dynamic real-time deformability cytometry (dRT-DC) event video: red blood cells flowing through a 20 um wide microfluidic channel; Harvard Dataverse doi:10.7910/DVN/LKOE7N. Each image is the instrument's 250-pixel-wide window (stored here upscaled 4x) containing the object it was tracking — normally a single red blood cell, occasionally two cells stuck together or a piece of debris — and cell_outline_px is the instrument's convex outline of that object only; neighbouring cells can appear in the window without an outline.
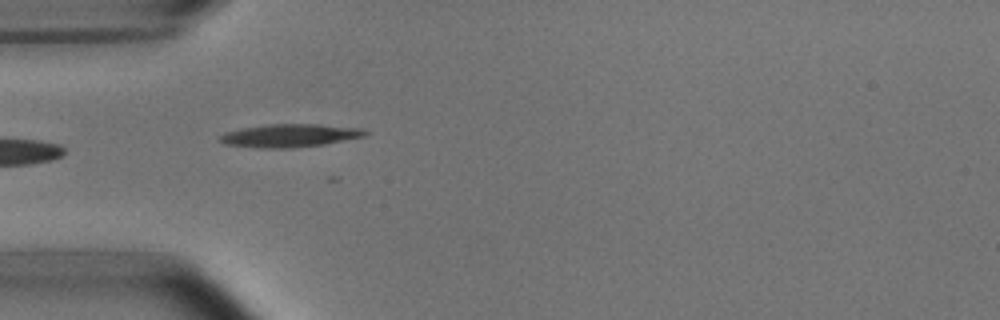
{"species": "common noctule bat (a hibernating species)", "species_latin": "Nyctalus noctula", "temperature_condition": "room temperature", "stored_images_in_passage": 8, "camera_frame_rate_fps": 3000, "um_per_image_px": 0.085, "animal": {"sex": "male", "body_mass_g": 15.6}, "frame": {"image": 1, "passage_image": 4, "time_ms": 1.0, "image_size_px": [1000, 320], "cell_outline_px": [[368, 132], [364, 136], [324, 144], [292, 148], [256, 148], [224, 144], [220, 140], [220, 136], [224, 132], [244, 128], [268, 124], [316, 124], [360, 128]], "centroid_in_image_um": [24.59, 11.53], "position_along_channel_um": 60.4, "area_um2": 19.36}}
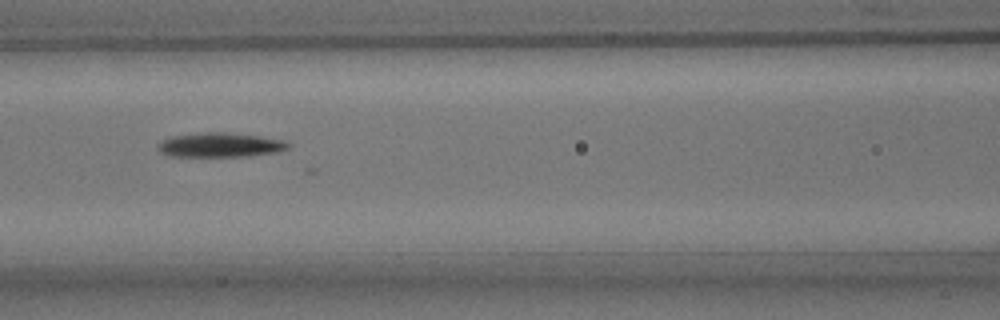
{"frame": {"image": 2, "passage_image": 6, "time_ms": 1.667, "image_size_px": [1000, 320], "cell_outline_px": [[292, 144], [288, 148], [276, 152], [248, 156], [172, 156], [160, 152], [156, 144], [172, 136], [204, 132], [224, 132], [260, 136], [280, 140]], "centroid_in_image_um": [18.7, 12.32], "position_along_channel_um": 147.9, "area_um2": 18.32}}
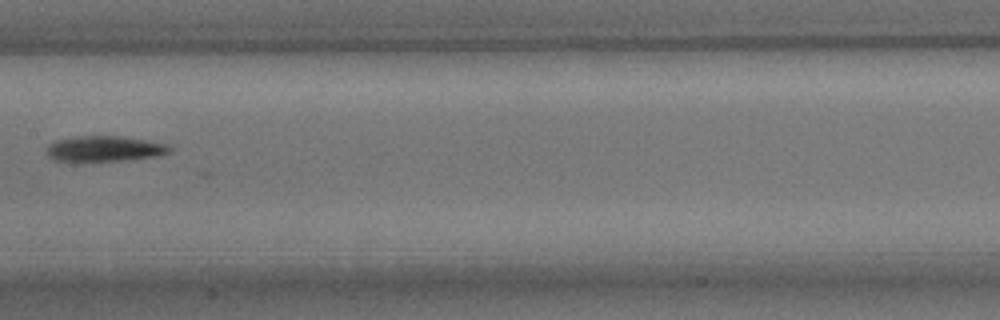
{"frame": {"image": 3, "passage_image": 7, "time_ms": 2.0, "image_size_px": [1000, 320], "cell_outline_px": [[172, 148], [168, 152], [156, 156], [124, 160], [56, 160], [48, 156], [48, 144], [56, 140], [76, 136], [116, 136], [144, 140], [164, 144]], "centroid_in_image_um": [8.85, 12.63], "position_along_channel_um": 198.5, "area_um2": 17.63}}